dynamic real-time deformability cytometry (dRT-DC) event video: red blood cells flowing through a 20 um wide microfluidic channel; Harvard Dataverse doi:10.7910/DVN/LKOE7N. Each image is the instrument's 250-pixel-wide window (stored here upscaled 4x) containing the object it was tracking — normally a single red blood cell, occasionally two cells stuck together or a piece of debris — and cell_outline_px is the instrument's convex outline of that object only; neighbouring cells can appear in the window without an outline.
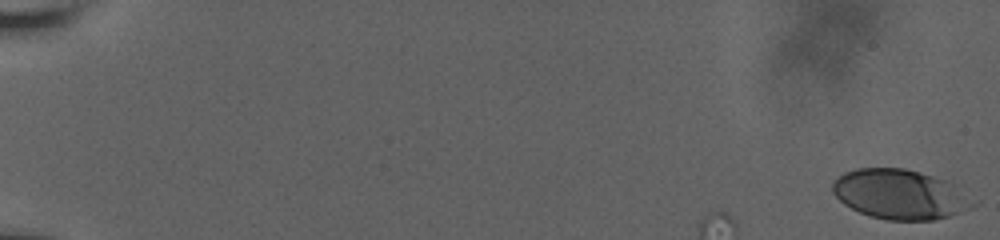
{"species": "human", "species_latin": "Homo sapiens", "temperature_condition": "room temperature", "stored_images_in_passage": 14, "camera_frame_rate_fps": 3000, "um_per_image_px": 0.085, "donor": {"sex": "male"}, "frame": {"image": 1, "passage_image": 1, "time_ms": 0.0, "image_size_px": [1000, 240], "cell_outline_px": [[980, 200], [976, 204], [960, 212], [948, 216], [932, 220], [888, 220], [868, 216], [844, 204], [832, 192], [832, 180], [844, 172], [856, 168], [904, 168], [920, 172], [944, 180]], "centroid_in_image_um": [76.5, 16.52], "position_along_channel_um": 8.5, "area_um2": 40.81}}